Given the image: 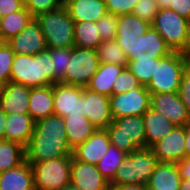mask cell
<instances>
[{"mask_svg":"<svg viewBox=\"0 0 190 190\" xmlns=\"http://www.w3.org/2000/svg\"><path fill=\"white\" fill-rule=\"evenodd\" d=\"M25 151L26 161L30 164L72 157L73 149L67 141L64 118L53 114L36 121Z\"/></svg>","mask_w":190,"mask_h":190,"instance_id":"6da1fadb","label":"cell"},{"mask_svg":"<svg viewBox=\"0 0 190 190\" xmlns=\"http://www.w3.org/2000/svg\"><path fill=\"white\" fill-rule=\"evenodd\" d=\"M10 81L29 88L54 85V70L46 49L35 55L15 54Z\"/></svg>","mask_w":190,"mask_h":190,"instance_id":"7a4b0ae2","label":"cell"},{"mask_svg":"<svg viewBox=\"0 0 190 190\" xmlns=\"http://www.w3.org/2000/svg\"><path fill=\"white\" fill-rule=\"evenodd\" d=\"M41 27L47 48H70L75 46V22L66 7L41 13L35 17Z\"/></svg>","mask_w":190,"mask_h":190,"instance_id":"3957f363","label":"cell"},{"mask_svg":"<svg viewBox=\"0 0 190 190\" xmlns=\"http://www.w3.org/2000/svg\"><path fill=\"white\" fill-rule=\"evenodd\" d=\"M158 163L152 148H137L123 160L110 186L147 185Z\"/></svg>","mask_w":190,"mask_h":190,"instance_id":"277c9868","label":"cell"},{"mask_svg":"<svg viewBox=\"0 0 190 190\" xmlns=\"http://www.w3.org/2000/svg\"><path fill=\"white\" fill-rule=\"evenodd\" d=\"M190 59L182 52L173 51L156 62V70L146 86L150 94L177 93L185 66Z\"/></svg>","mask_w":190,"mask_h":190,"instance_id":"5b68a950","label":"cell"},{"mask_svg":"<svg viewBox=\"0 0 190 190\" xmlns=\"http://www.w3.org/2000/svg\"><path fill=\"white\" fill-rule=\"evenodd\" d=\"M106 131L110 143L127 154H131L137 148L146 147V133L142 116L113 119Z\"/></svg>","mask_w":190,"mask_h":190,"instance_id":"8992f818","label":"cell"},{"mask_svg":"<svg viewBox=\"0 0 190 190\" xmlns=\"http://www.w3.org/2000/svg\"><path fill=\"white\" fill-rule=\"evenodd\" d=\"M72 157L31 164L35 190H61L71 183Z\"/></svg>","mask_w":190,"mask_h":190,"instance_id":"52a82bcc","label":"cell"},{"mask_svg":"<svg viewBox=\"0 0 190 190\" xmlns=\"http://www.w3.org/2000/svg\"><path fill=\"white\" fill-rule=\"evenodd\" d=\"M189 20L166 8L157 12L151 26L160 34L172 51L185 55Z\"/></svg>","mask_w":190,"mask_h":190,"instance_id":"ba28073f","label":"cell"},{"mask_svg":"<svg viewBox=\"0 0 190 190\" xmlns=\"http://www.w3.org/2000/svg\"><path fill=\"white\" fill-rule=\"evenodd\" d=\"M99 66L100 60L96 50L72 47L71 60L65 75V84L87 87Z\"/></svg>","mask_w":190,"mask_h":190,"instance_id":"9c48e42d","label":"cell"},{"mask_svg":"<svg viewBox=\"0 0 190 190\" xmlns=\"http://www.w3.org/2000/svg\"><path fill=\"white\" fill-rule=\"evenodd\" d=\"M151 94L146 86L111 95L110 110L113 119L127 116H142L150 108Z\"/></svg>","mask_w":190,"mask_h":190,"instance_id":"30bf717a","label":"cell"},{"mask_svg":"<svg viewBox=\"0 0 190 190\" xmlns=\"http://www.w3.org/2000/svg\"><path fill=\"white\" fill-rule=\"evenodd\" d=\"M54 115L85 116L83 112V87L55 83L53 85Z\"/></svg>","mask_w":190,"mask_h":190,"instance_id":"8fae6325","label":"cell"},{"mask_svg":"<svg viewBox=\"0 0 190 190\" xmlns=\"http://www.w3.org/2000/svg\"><path fill=\"white\" fill-rule=\"evenodd\" d=\"M83 112L96 129H106L113 118L109 97L83 88Z\"/></svg>","mask_w":190,"mask_h":190,"instance_id":"7c38bea8","label":"cell"},{"mask_svg":"<svg viewBox=\"0 0 190 190\" xmlns=\"http://www.w3.org/2000/svg\"><path fill=\"white\" fill-rule=\"evenodd\" d=\"M151 148L158 162L177 164L185 158L184 126H175Z\"/></svg>","mask_w":190,"mask_h":190,"instance_id":"4fadbf2b","label":"cell"},{"mask_svg":"<svg viewBox=\"0 0 190 190\" xmlns=\"http://www.w3.org/2000/svg\"><path fill=\"white\" fill-rule=\"evenodd\" d=\"M151 27V23L140 19L133 13L118 16L116 42L128 57L133 54V43L138 36H144Z\"/></svg>","mask_w":190,"mask_h":190,"instance_id":"5bb4252c","label":"cell"},{"mask_svg":"<svg viewBox=\"0 0 190 190\" xmlns=\"http://www.w3.org/2000/svg\"><path fill=\"white\" fill-rule=\"evenodd\" d=\"M150 107L164 115L175 126H184L190 120L178 92L151 94Z\"/></svg>","mask_w":190,"mask_h":190,"instance_id":"9a60e30c","label":"cell"},{"mask_svg":"<svg viewBox=\"0 0 190 190\" xmlns=\"http://www.w3.org/2000/svg\"><path fill=\"white\" fill-rule=\"evenodd\" d=\"M7 44L15 54L35 55L47 49L41 27L35 18Z\"/></svg>","mask_w":190,"mask_h":190,"instance_id":"2e32d148","label":"cell"},{"mask_svg":"<svg viewBox=\"0 0 190 190\" xmlns=\"http://www.w3.org/2000/svg\"><path fill=\"white\" fill-rule=\"evenodd\" d=\"M172 49L167 45L160 34L151 26L144 36H138L133 43V54L127 58L128 61L134 59L163 58L172 53Z\"/></svg>","mask_w":190,"mask_h":190,"instance_id":"e0dca14e","label":"cell"},{"mask_svg":"<svg viewBox=\"0 0 190 190\" xmlns=\"http://www.w3.org/2000/svg\"><path fill=\"white\" fill-rule=\"evenodd\" d=\"M71 184L81 190H106L110 183L94 164L76 160L72 155Z\"/></svg>","mask_w":190,"mask_h":190,"instance_id":"ac0fdd59","label":"cell"},{"mask_svg":"<svg viewBox=\"0 0 190 190\" xmlns=\"http://www.w3.org/2000/svg\"><path fill=\"white\" fill-rule=\"evenodd\" d=\"M31 88L9 81L0 86V108L6 114H28Z\"/></svg>","mask_w":190,"mask_h":190,"instance_id":"d6986e66","label":"cell"},{"mask_svg":"<svg viewBox=\"0 0 190 190\" xmlns=\"http://www.w3.org/2000/svg\"><path fill=\"white\" fill-rule=\"evenodd\" d=\"M110 144L106 129H96L85 142L73 149V157L78 161L96 165Z\"/></svg>","mask_w":190,"mask_h":190,"instance_id":"ffe728a7","label":"cell"},{"mask_svg":"<svg viewBox=\"0 0 190 190\" xmlns=\"http://www.w3.org/2000/svg\"><path fill=\"white\" fill-rule=\"evenodd\" d=\"M34 127L35 121L29 114H7L4 140L19 143L26 148Z\"/></svg>","mask_w":190,"mask_h":190,"instance_id":"44dd1931","label":"cell"},{"mask_svg":"<svg viewBox=\"0 0 190 190\" xmlns=\"http://www.w3.org/2000/svg\"><path fill=\"white\" fill-rule=\"evenodd\" d=\"M0 190H35L31 164L25 160L21 165L0 173Z\"/></svg>","mask_w":190,"mask_h":190,"instance_id":"7402d4cb","label":"cell"},{"mask_svg":"<svg viewBox=\"0 0 190 190\" xmlns=\"http://www.w3.org/2000/svg\"><path fill=\"white\" fill-rule=\"evenodd\" d=\"M65 7L74 22H97L108 12L104 0H72Z\"/></svg>","mask_w":190,"mask_h":190,"instance_id":"603a6c76","label":"cell"},{"mask_svg":"<svg viewBox=\"0 0 190 190\" xmlns=\"http://www.w3.org/2000/svg\"><path fill=\"white\" fill-rule=\"evenodd\" d=\"M181 177L174 163L159 162L150 176L148 190H179Z\"/></svg>","mask_w":190,"mask_h":190,"instance_id":"cb8c5ba5","label":"cell"},{"mask_svg":"<svg viewBox=\"0 0 190 190\" xmlns=\"http://www.w3.org/2000/svg\"><path fill=\"white\" fill-rule=\"evenodd\" d=\"M146 133V147H152L172 131L175 125L151 107L142 115Z\"/></svg>","mask_w":190,"mask_h":190,"instance_id":"d4e9b609","label":"cell"},{"mask_svg":"<svg viewBox=\"0 0 190 190\" xmlns=\"http://www.w3.org/2000/svg\"><path fill=\"white\" fill-rule=\"evenodd\" d=\"M28 114L35 122L54 114L53 85L31 88Z\"/></svg>","mask_w":190,"mask_h":190,"instance_id":"484cf974","label":"cell"},{"mask_svg":"<svg viewBox=\"0 0 190 190\" xmlns=\"http://www.w3.org/2000/svg\"><path fill=\"white\" fill-rule=\"evenodd\" d=\"M124 68L122 65L100 63L99 69L91 78L86 88L110 97L112 95L113 83Z\"/></svg>","mask_w":190,"mask_h":190,"instance_id":"4316f807","label":"cell"},{"mask_svg":"<svg viewBox=\"0 0 190 190\" xmlns=\"http://www.w3.org/2000/svg\"><path fill=\"white\" fill-rule=\"evenodd\" d=\"M67 141L72 149L85 142L96 128L85 116L64 117Z\"/></svg>","mask_w":190,"mask_h":190,"instance_id":"83f0119b","label":"cell"},{"mask_svg":"<svg viewBox=\"0 0 190 190\" xmlns=\"http://www.w3.org/2000/svg\"><path fill=\"white\" fill-rule=\"evenodd\" d=\"M34 18L25 6L17 12L2 17L1 42H7L18 35Z\"/></svg>","mask_w":190,"mask_h":190,"instance_id":"f1b7e54d","label":"cell"},{"mask_svg":"<svg viewBox=\"0 0 190 190\" xmlns=\"http://www.w3.org/2000/svg\"><path fill=\"white\" fill-rule=\"evenodd\" d=\"M25 160L24 146L12 141L0 140V173L21 165Z\"/></svg>","mask_w":190,"mask_h":190,"instance_id":"f546056e","label":"cell"},{"mask_svg":"<svg viewBox=\"0 0 190 190\" xmlns=\"http://www.w3.org/2000/svg\"><path fill=\"white\" fill-rule=\"evenodd\" d=\"M74 41L76 47L96 50L102 43L97 24L91 21L75 22Z\"/></svg>","mask_w":190,"mask_h":190,"instance_id":"4dcf8cb0","label":"cell"},{"mask_svg":"<svg viewBox=\"0 0 190 190\" xmlns=\"http://www.w3.org/2000/svg\"><path fill=\"white\" fill-rule=\"evenodd\" d=\"M127 156L128 154L126 152L110 144L107 152L96 164V167L103 177L111 183L115 178L116 171Z\"/></svg>","mask_w":190,"mask_h":190,"instance_id":"1f68e13d","label":"cell"},{"mask_svg":"<svg viewBox=\"0 0 190 190\" xmlns=\"http://www.w3.org/2000/svg\"><path fill=\"white\" fill-rule=\"evenodd\" d=\"M96 52L100 63L117 64L127 68L128 58L115 39L102 41Z\"/></svg>","mask_w":190,"mask_h":190,"instance_id":"d6a6232c","label":"cell"},{"mask_svg":"<svg viewBox=\"0 0 190 190\" xmlns=\"http://www.w3.org/2000/svg\"><path fill=\"white\" fill-rule=\"evenodd\" d=\"M52 59L54 70V84L64 83L68 64L71 60L72 47L70 48H47Z\"/></svg>","mask_w":190,"mask_h":190,"instance_id":"836d02e7","label":"cell"},{"mask_svg":"<svg viewBox=\"0 0 190 190\" xmlns=\"http://www.w3.org/2000/svg\"><path fill=\"white\" fill-rule=\"evenodd\" d=\"M160 58L134 59L128 61L127 68L138 79L141 85L147 86L156 70Z\"/></svg>","mask_w":190,"mask_h":190,"instance_id":"e575fe53","label":"cell"},{"mask_svg":"<svg viewBox=\"0 0 190 190\" xmlns=\"http://www.w3.org/2000/svg\"><path fill=\"white\" fill-rule=\"evenodd\" d=\"M14 57L15 53L7 42H0V86L10 81Z\"/></svg>","mask_w":190,"mask_h":190,"instance_id":"d590c367","label":"cell"},{"mask_svg":"<svg viewBox=\"0 0 190 190\" xmlns=\"http://www.w3.org/2000/svg\"><path fill=\"white\" fill-rule=\"evenodd\" d=\"M98 26V32L101 40H113L116 38L118 25V16L107 12L102 18L95 22Z\"/></svg>","mask_w":190,"mask_h":190,"instance_id":"8d00e7d4","label":"cell"},{"mask_svg":"<svg viewBox=\"0 0 190 190\" xmlns=\"http://www.w3.org/2000/svg\"><path fill=\"white\" fill-rule=\"evenodd\" d=\"M112 95L130 91L141 85L128 68H124L113 83Z\"/></svg>","mask_w":190,"mask_h":190,"instance_id":"74e56055","label":"cell"},{"mask_svg":"<svg viewBox=\"0 0 190 190\" xmlns=\"http://www.w3.org/2000/svg\"><path fill=\"white\" fill-rule=\"evenodd\" d=\"M158 11L159 7L155 0H138L132 13L140 19L152 23Z\"/></svg>","mask_w":190,"mask_h":190,"instance_id":"f35d334b","label":"cell"},{"mask_svg":"<svg viewBox=\"0 0 190 190\" xmlns=\"http://www.w3.org/2000/svg\"><path fill=\"white\" fill-rule=\"evenodd\" d=\"M107 11L117 16L132 13L138 0H104Z\"/></svg>","mask_w":190,"mask_h":190,"instance_id":"ab89813d","label":"cell"},{"mask_svg":"<svg viewBox=\"0 0 190 190\" xmlns=\"http://www.w3.org/2000/svg\"><path fill=\"white\" fill-rule=\"evenodd\" d=\"M25 7L36 17L41 13L55 10L61 6L57 0H29Z\"/></svg>","mask_w":190,"mask_h":190,"instance_id":"60d3db41","label":"cell"},{"mask_svg":"<svg viewBox=\"0 0 190 190\" xmlns=\"http://www.w3.org/2000/svg\"><path fill=\"white\" fill-rule=\"evenodd\" d=\"M178 94L190 115V62L184 68Z\"/></svg>","mask_w":190,"mask_h":190,"instance_id":"b9f144b4","label":"cell"},{"mask_svg":"<svg viewBox=\"0 0 190 190\" xmlns=\"http://www.w3.org/2000/svg\"><path fill=\"white\" fill-rule=\"evenodd\" d=\"M181 177L179 190H190V157H185L177 163Z\"/></svg>","mask_w":190,"mask_h":190,"instance_id":"7bdbcfd3","label":"cell"},{"mask_svg":"<svg viewBox=\"0 0 190 190\" xmlns=\"http://www.w3.org/2000/svg\"><path fill=\"white\" fill-rule=\"evenodd\" d=\"M24 7L20 0H0V14L2 17L17 12Z\"/></svg>","mask_w":190,"mask_h":190,"instance_id":"ee69618b","label":"cell"},{"mask_svg":"<svg viewBox=\"0 0 190 190\" xmlns=\"http://www.w3.org/2000/svg\"><path fill=\"white\" fill-rule=\"evenodd\" d=\"M169 9L190 21V0H173V5H170Z\"/></svg>","mask_w":190,"mask_h":190,"instance_id":"f6af8a7d","label":"cell"},{"mask_svg":"<svg viewBox=\"0 0 190 190\" xmlns=\"http://www.w3.org/2000/svg\"><path fill=\"white\" fill-rule=\"evenodd\" d=\"M185 157H190V120L184 125Z\"/></svg>","mask_w":190,"mask_h":190,"instance_id":"bcb514c9","label":"cell"},{"mask_svg":"<svg viewBox=\"0 0 190 190\" xmlns=\"http://www.w3.org/2000/svg\"><path fill=\"white\" fill-rule=\"evenodd\" d=\"M115 190H148L147 185L141 184H129V185H122V186H111Z\"/></svg>","mask_w":190,"mask_h":190,"instance_id":"7dc6e473","label":"cell"},{"mask_svg":"<svg viewBox=\"0 0 190 190\" xmlns=\"http://www.w3.org/2000/svg\"><path fill=\"white\" fill-rule=\"evenodd\" d=\"M7 114L0 108V140H4Z\"/></svg>","mask_w":190,"mask_h":190,"instance_id":"c3c4849f","label":"cell"},{"mask_svg":"<svg viewBox=\"0 0 190 190\" xmlns=\"http://www.w3.org/2000/svg\"><path fill=\"white\" fill-rule=\"evenodd\" d=\"M158 4L159 10L169 8L173 5V0H155Z\"/></svg>","mask_w":190,"mask_h":190,"instance_id":"681fc988","label":"cell"},{"mask_svg":"<svg viewBox=\"0 0 190 190\" xmlns=\"http://www.w3.org/2000/svg\"><path fill=\"white\" fill-rule=\"evenodd\" d=\"M185 55L190 59V22L188 26L187 41L185 46Z\"/></svg>","mask_w":190,"mask_h":190,"instance_id":"f907efd6","label":"cell"},{"mask_svg":"<svg viewBox=\"0 0 190 190\" xmlns=\"http://www.w3.org/2000/svg\"><path fill=\"white\" fill-rule=\"evenodd\" d=\"M61 190H81L78 187H75L74 185H72L71 183L67 186H64Z\"/></svg>","mask_w":190,"mask_h":190,"instance_id":"816d5d0a","label":"cell"},{"mask_svg":"<svg viewBox=\"0 0 190 190\" xmlns=\"http://www.w3.org/2000/svg\"><path fill=\"white\" fill-rule=\"evenodd\" d=\"M60 6H66L68 5L72 0H57Z\"/></svg>","mask_w":190,"mask_h":190,"instance_id":"f5cc1de1","label":"cell"},{"mask_svg":"<svg viewBox=\"0 0 190 190\" xmlns=\"http://www.w3.org/2000/svg\"><path fill=\"white\" fill-rule=\"evenodd\" d=\"M1 20H2V16L0 14V42H1Z\"/></svg>","mask_w":190,"mask_h":190,"instance_id":"db71d44e","label":"cell"},{"mask_svg":"<svg viewBox=\"0 0 190 190\" xmlns=\"http://www.w3.org/2000/svg\"><path fill=\"white\" fill-rule=\"evenodd\" d=\"M23 4H24V6L29 2V0H20Z\"/></svg>","mask_w":190,"mask_h":190,"instance_id":"11a10c76","label":"cell"},{"mask_svg":"<svg viewBox=\"0 0 190 190\" xmlns=\"http://www.w3.org/2000/svg\"><path fill=\"white\" fill-rule=\"evenodd\" d=\"M106 190H115L113 187L109 186Z\"/></svg>","mask_w":190,"mask_h":190,"instance_id":"9f6ffc18","label":"cell"}]
</instances>
